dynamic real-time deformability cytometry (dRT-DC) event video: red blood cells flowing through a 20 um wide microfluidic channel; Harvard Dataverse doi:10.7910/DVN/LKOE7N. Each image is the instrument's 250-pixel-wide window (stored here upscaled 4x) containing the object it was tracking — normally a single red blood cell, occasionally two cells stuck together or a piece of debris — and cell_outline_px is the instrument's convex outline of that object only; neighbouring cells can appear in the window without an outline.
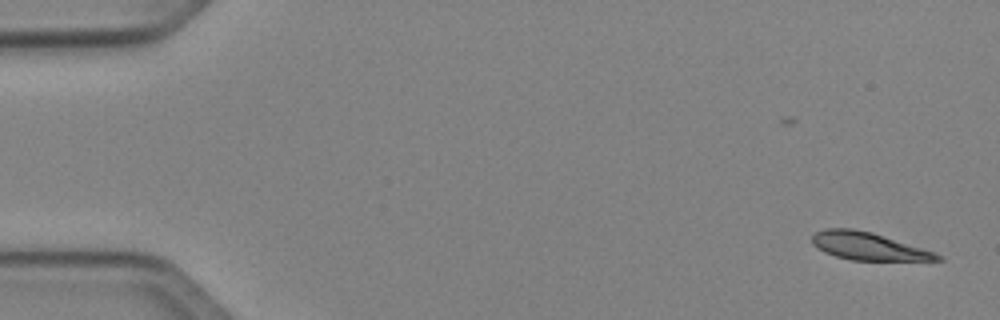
{"species": "Egyptian fruit bat (a non-hibernating species)", "species_latin": "Rousettus aegyptiacus", "temperature_condition": "cold", "stored_images_in_passage": 6, "camera_frame_rate_fps": 3000, "um_per_image_px": 0.085, "animal": {"sex": "female"}, "frame": {"image": 1, "passage_image": 2, "time_ms": 1.0, "image_size_px": [1000, 320], "cell_outline_px": [[944, 260], [852, 260], [836, 256], [824, 252], [812, 244], [812, 236], [816, 232], [824, 228], [852, 228], [872, 232], [932, 252], [940, 256]], "centroid_in_image_um": [73.71, 20.92], "position_along_channel_um": 11.3, "area_um2": 19.71}}